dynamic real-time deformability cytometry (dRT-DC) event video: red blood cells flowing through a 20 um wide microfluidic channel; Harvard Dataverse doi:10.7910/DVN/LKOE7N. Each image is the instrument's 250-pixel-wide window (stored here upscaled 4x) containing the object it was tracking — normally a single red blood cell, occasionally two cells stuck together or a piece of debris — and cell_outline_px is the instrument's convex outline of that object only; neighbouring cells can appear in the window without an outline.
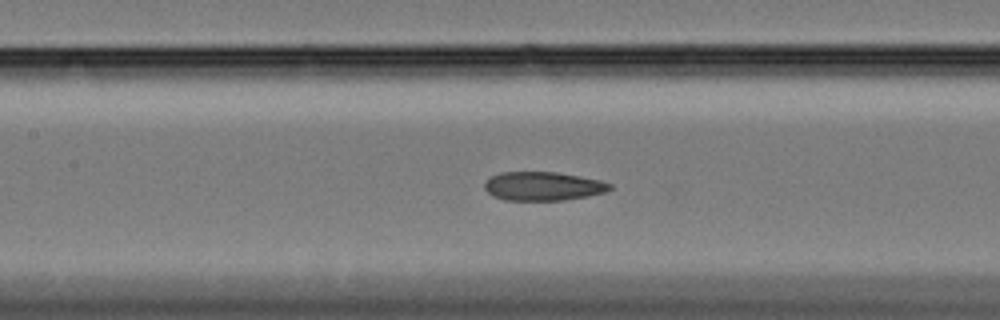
{"species": "Egyptian fruit bat (a non-hibernating species)", "species_latin": "Rousettus aegyptiacus", "temperature_condition": "cold", "stored_images_in_passage": 57, "camera_frame_rate_fps": 3000, "um_per_image_px": 0.085, "animal": {"sex": "female"}, "frame": {"image": 1, "passage_image": 28, "time_ms": 9.0, "image_size_px": [1000, 320], "cell_outline_px": [[612, 188], [604, 192], [588, 196], [564, 200], [504, 200], [492, 196], [484, 188], [484, 184], [492, 176], [500, 172], [556, 172], [580, 176], [600, 180], [612, 184]], "centroid_in_image_um": [46.16, 15.83], "position_along_channel_um": 161.2, "area_um2": 20.98}}
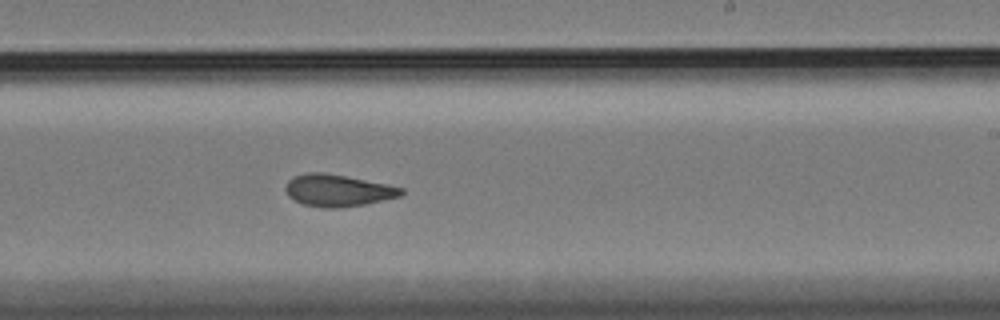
{"frame": {"image": 2, "passage_image": 37, "time_ms": 12.0, "image_size_px": [1000, 320], "cell_outline_px": [[404, 192], [400, 196], [364, 204], [340, 208], [324, 208], [304, 204], [288, 196], [284, 188], [288, 180], [292, 176], [304, 172], [324, 172], [388, 184], [404, 188]], "centroid_in_image_um": [28.69, 16.17], "position_along_channel_um": 260.3, "area_um2": 21.62}}
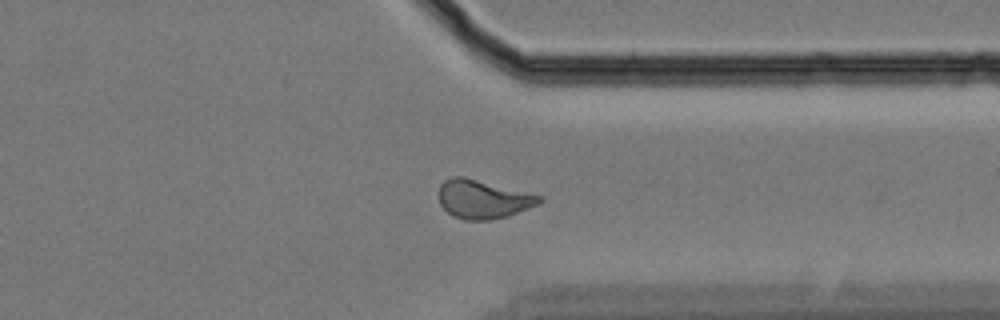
{"frame": {"image": 3, "passage_image": 47, "time_ms": 15.333, "image_size_px": [1000, 320], "cell_outline_px": [[544, 200], [536, 204], [516, 212], [504, 216], [488, 220], [464, 220], [452, 216], [440, 204], [440, 184], [444, 180], [452, 176], [464, 176], [544, 196]], "centroid_in_image_um": [41.03, 16.91], "position_along_channel_um": 370.4, "area_um2": 22.43}, "authors_computed_cell_mechanics": {"area_um2": 21.9062, "velocity_mm_per_s": 3.313, "shape_relaxation_time_tau1_ms": null, "shape_relaxation_time_tau2_ms": 2.6438, "deformation_change_tau1": null, "deformation_change_tau2": 0.0879}}